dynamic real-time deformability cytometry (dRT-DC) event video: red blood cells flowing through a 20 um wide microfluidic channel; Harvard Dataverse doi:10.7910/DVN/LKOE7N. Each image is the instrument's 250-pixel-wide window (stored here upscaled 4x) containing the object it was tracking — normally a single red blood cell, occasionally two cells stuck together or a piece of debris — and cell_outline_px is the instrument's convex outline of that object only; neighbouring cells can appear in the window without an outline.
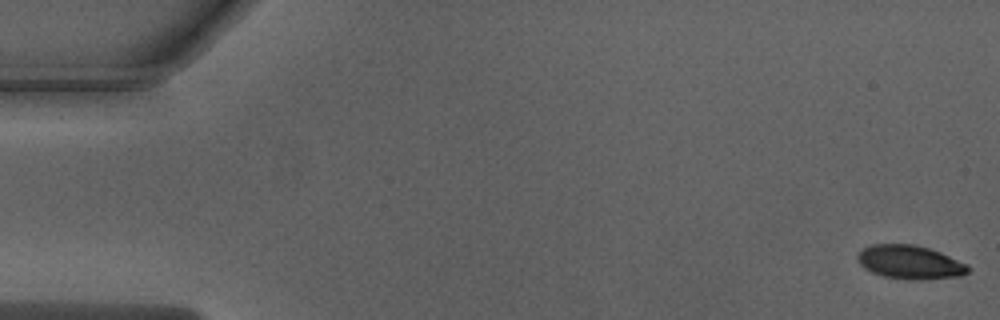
{"species": "Egyptian fruit bat (a non-hibernating species)", "species_latin": "Rousettus aegyptiacus", "temperature_condition": "warm", "stored_images_in_passage": 51, "camera_frame_rate_fps": 3000, "um_per_image_px": 0.085, "animal": {"sex": "male"}, "frame": {"image": 1, "passage_image": 1, "time_ms": 0.0, "image_size_px": [1000, 320], "cell_outline_px": [[972, 268], [968, 272], [960, 276], [920, 280], [912, 280], [884, 276], [872, 272], [864, 268], [860, 264], [856, 256], [864, 248], [872, 244], [916, 244], [940, 252], [968, 264]], "centroid_in_image_um": [77.37, 22.28], "position_along_channel_um": 7.6, "area_um2": 21.73}}
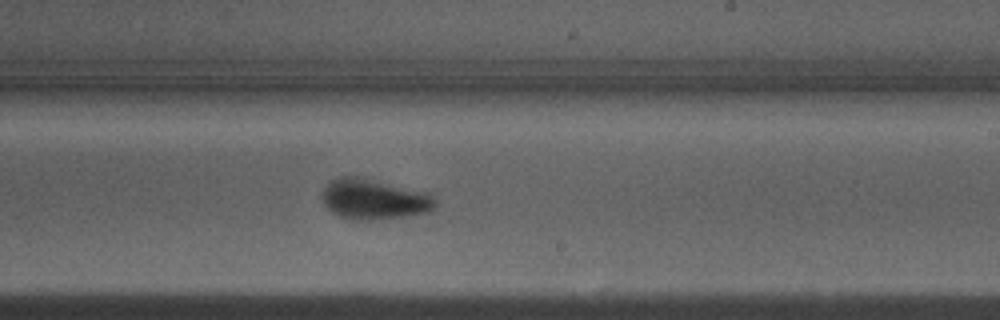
{"frame": {"image": 2, "passage_image": 31, "time_ms": 10.0, "image_size_px": [1000, 320], "cell_outline_px": [[436, 204], [428, 212], [412, 216], [368, 220], [348, 220], [332, 212], [324, 204], [324, 188], [332, 180], [340, 176], [364, 176], [432, 192], [436, 200]], "centroid_in_image_um": [31.88, 16.91], "position_along_channel_um": 257.1, "area_um2": 27.34}}
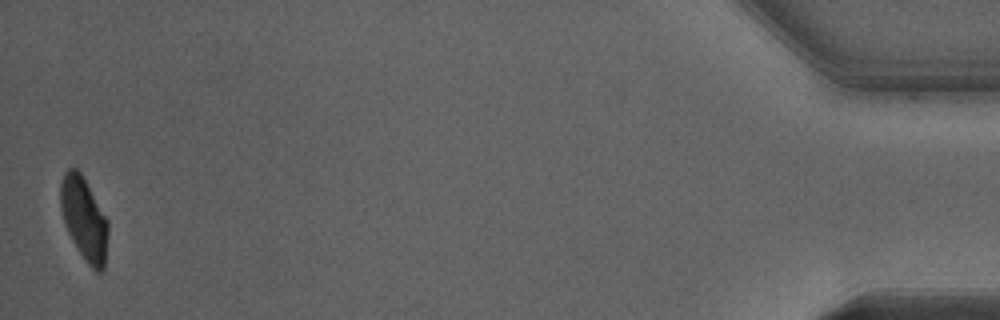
{"frame": {"image": 3, "passage_image": 51, "time_ms": 16.667, "image_size_px": [1000, 320], "cell_outline_px": [[108, 232], [104, 268], [100, 272], [96, 272], [84, 260], [68, 232], [64, 224], [60, 204], [60, 184], [64, 172], [68, 168], [76, 168], [80, 172], [108, 220]], "centroid_in_image_um": [7.14, 18.6], "position_along_channel_um": 428.1, "area_um2": 22.83}, "authors_computed_cell_mechanics": {"area_um2": 24.6806, "velocity_mm_per_s": 3.9978, "shape_relaxation_time_tau1_ms": 2.7229, "shape_relaxation_time_tau2_ms": null, "deformation_change_tau1": 0.1475, "deformation_change_tau2": null}}